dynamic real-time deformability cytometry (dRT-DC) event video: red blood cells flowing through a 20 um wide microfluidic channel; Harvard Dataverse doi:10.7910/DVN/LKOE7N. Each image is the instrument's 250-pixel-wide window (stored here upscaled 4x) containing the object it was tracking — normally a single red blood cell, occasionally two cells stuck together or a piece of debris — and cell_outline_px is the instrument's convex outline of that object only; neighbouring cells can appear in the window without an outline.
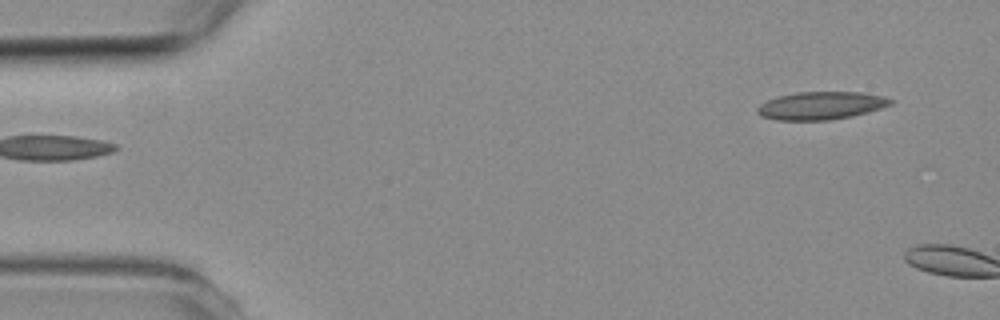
{"species": "common noctule bat (a hibernating species)", "species_latin": "Nyctalus noctula", "temperature_condition": "room temperature", "stored_images_in_passage": 3, "segment_of_instrument_passage": [2, 2], "camera_frame_rate_fps": 3000, "um_per_image_px": 0.085, "animal": {"sex": "female", "body_mass_g": 19.3, "forearm_length_mm": 54.1}, "frame": {"image": 1, "passage_image": 3, "time_ms": 2.333, "image_size_px": [1000, 320], "cell_outline_px": [[896, 100], [892, 104], [868, 112], [852, 116], [828, 120], [776, 120], [760, 116], [756, 112], [756, 108], [760, 104], [768, 100], [780, 96], [796, 92], [864, 92], [884, 96]], "centroid_in_image_um": [69.81, 8.97], "position_along_channel_um": 15.2, "area_um2": 21.73}}